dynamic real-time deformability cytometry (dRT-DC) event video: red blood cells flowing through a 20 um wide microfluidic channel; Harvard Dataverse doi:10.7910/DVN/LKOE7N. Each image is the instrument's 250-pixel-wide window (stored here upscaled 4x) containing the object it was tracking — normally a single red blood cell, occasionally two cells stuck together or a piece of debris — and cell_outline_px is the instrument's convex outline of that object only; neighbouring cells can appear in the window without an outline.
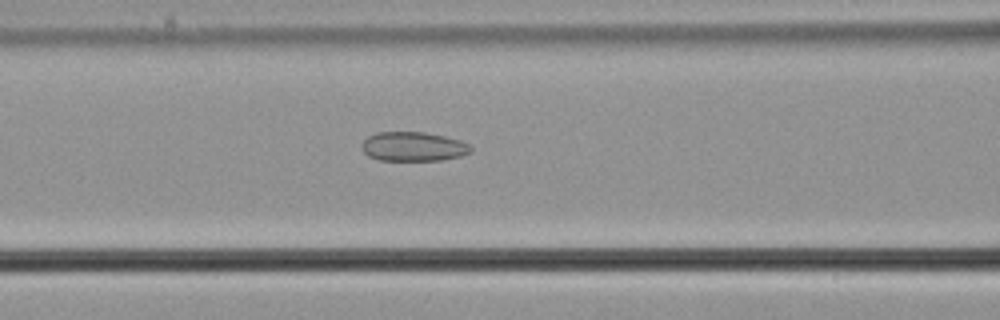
{"species": "common noctule bat (a hibernating species)", "species_latin": "Nyctalus noctula", "temperature_condition": "cold", "stored_images_in_passage": 10, "camera_frame_rate_fps": 3000, "um_per_image_px": 0.085, "animal": {"sex": "male", "body_mass_g": 21.5, "forearm_length_mm": 52.0}, "frame": {"image": 1, "passage_image": 6, "time_ms": 1.667, "image_size_px": [1000, 320], "cell_outline_px": [[472, 152], [460, 156], [440, 160], [380, 160], [368, 156], [364, 152], [364, 140], [368, 136], [376, 132], [424, 132], [444, 136], [460, 140], [468, 144], [472, 148]], "centroid_in_image_um": [35.15, 12.45], "position_along_channel_um": 131.4, "area_um2": 18.44}}